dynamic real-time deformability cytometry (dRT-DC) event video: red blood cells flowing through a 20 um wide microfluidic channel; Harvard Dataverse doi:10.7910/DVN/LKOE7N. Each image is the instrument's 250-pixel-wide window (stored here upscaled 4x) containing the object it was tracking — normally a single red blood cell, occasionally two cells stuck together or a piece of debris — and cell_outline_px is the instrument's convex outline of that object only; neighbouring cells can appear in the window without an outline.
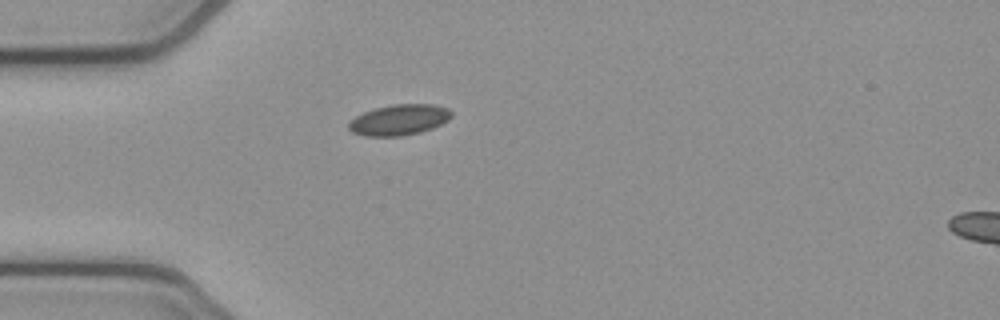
{"species": "common noctule bat (a hibernating species)", "species_latin": "Nyctalus noctula", "temperature_condition": "cold", "stored_images_in_passage": 2, "segment_of_instrument_passage": [1, 2], "camera_frame_rate_fps": 3000, "um_per_image_px": 0.085, "animal": {"sex": "female", "body_mass_g": 21.9}, "frame": {"image": 1, "passage_image": 1, "time_ms": 0.0, "image_size_px": [1000, 320], "cell_outline_px": [[452, 116], [448, 120], [432, 128], [420, 132], [400, 136], [364, 136], [352, 132], [348, 128], [348, 124], [356, 116], [364, 112], [376, 108], [392, 104], [432, 104], [448, 108], [452, 112]], "centroid_in_image_um": [33.93, 10.18], "position_along_channel_um": 51.1, "area_um2": 18.32}}